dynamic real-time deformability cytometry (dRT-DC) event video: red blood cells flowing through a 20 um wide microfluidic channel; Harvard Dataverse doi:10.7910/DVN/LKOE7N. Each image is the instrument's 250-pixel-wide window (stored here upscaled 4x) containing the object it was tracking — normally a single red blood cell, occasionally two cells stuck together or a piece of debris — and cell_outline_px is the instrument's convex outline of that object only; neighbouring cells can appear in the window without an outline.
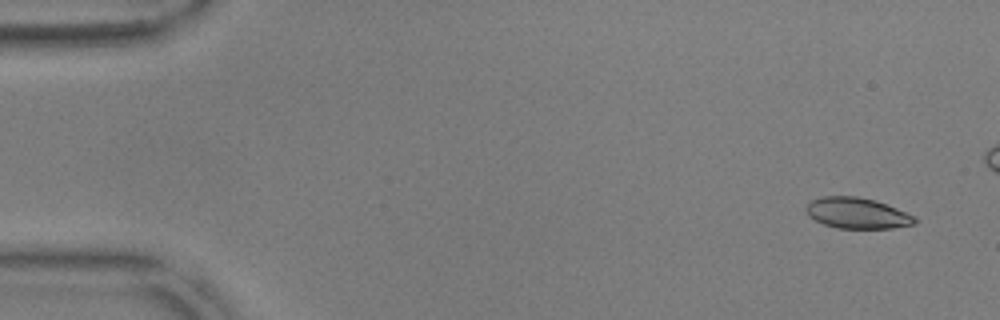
{"species": "common noctule bat (a hibernating species)", "species_latin": "Nyctalus noctula", "temperature_condition": "warm", "stored_images_in_passage": 49, "camera_frame_rate_fps": 3000, "um_per_image_px": 0.085, "animal": {"sex": "male", "body_mass_g": 17.9, "forearm_length_mm": 54.2}, "frame": {"image": 1, "passage_image": 2, "time_ms": 0.333, "image_size_px": [1000, 320], "cell_outline_px": [[916, 224], [892, 228], [836, 228], [824, 224], [808, 216], [804, 208], [812, 200], [820, 196], [856, 196], [876, 200], [916, 216]], "centroid_in_image_um": [72.85, 18.11], "position_along_channel_um": 12.1, "area_um2": 19.65}}
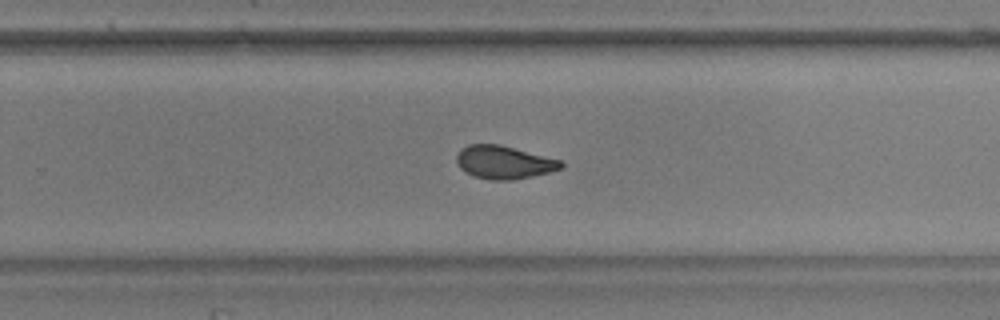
{"frame": {"image": 2, "passage_image": 35, "time_ms": 11.333, "image_size_px": [1000, 320], "cell_outline_px": [[564, 164], [560, 168], [548, 172], [532, 176], [512, 180], [492, 180], [476, 176], [460, 168], [456, 160], [456, 156], [468, 144], [500, 144], [560, 160]], "centroid_in_image_um": [42.83, 13.79], "position_along_channel_um": 287.0, "area_um2": 19.71}}
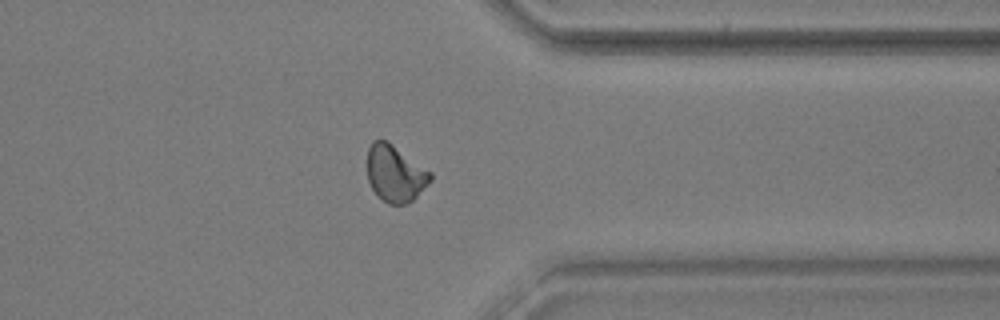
{"frame": {"image": 3, "passage_image": 43, "time_ms": 14.0, "image_size_px": [1000, 320], "cell_outline_px": [[432, 180], [412, 200], [404, 204], [388, 204], [376, 196], [368, 180], [368, 148], [372, 140], [388, 140], [432, 172]], "centroid_in_image_um": [33.59, 14.74], "position_along_channel_um": 377.8, "area_um2": 20.98}}